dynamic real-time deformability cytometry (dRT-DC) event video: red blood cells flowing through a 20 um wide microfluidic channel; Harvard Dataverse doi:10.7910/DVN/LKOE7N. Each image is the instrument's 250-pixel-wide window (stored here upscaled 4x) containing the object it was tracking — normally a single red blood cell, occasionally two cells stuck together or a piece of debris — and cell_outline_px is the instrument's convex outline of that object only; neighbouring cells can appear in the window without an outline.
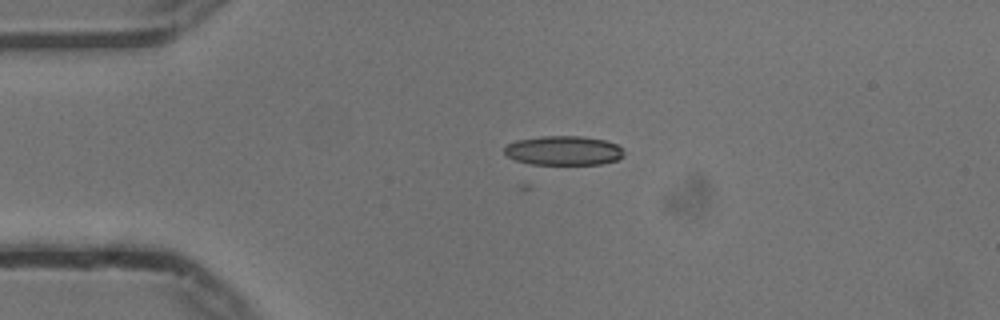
{"species": "common noctule bat (a hibernating species)", "species_latin": "Nyctalus noctula", "temperature_condition": "cold", "stored_images_in_passage": 27, "camera_frame_rate_fps": 3000, "um_per_image_px": 0.085, "animal": {"sex": "male", "body_mass_g": 13.3}, "frame": {"image": 1, "passage_image": 4, "time_ms": 1.0, "image_size_px": [1000, 320], "cell_outline_px": [[624, 156], [616, 160], [600, 164], [532, 164], [516, 160], [508, 156], [504, 152], [504, 148], [508, 144], [516, 140], [540, 136], [580, 136], [604, 140], [616, 144], [624, 148]], "centroid_in_image_um": [47.92, 12.79], "position_along_channel_um": 37.1, "area_um2": 20.4}}
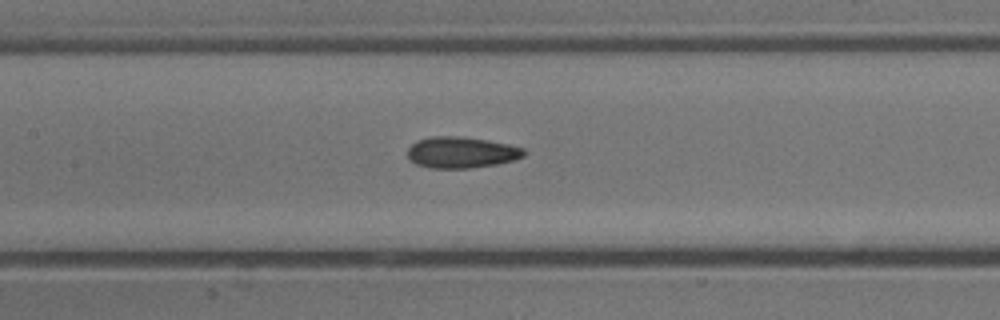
{"frame": {"image": 2, "passage_image": 17, "time_ms": 5.333, "image_size_px": [1000, 320], "cell_outline_px": [[528, 152], [524, 156], [512, 160], [496, 164], [472, 168], [428, 168], [416, 164], [408, 160], [408, 148], [416, 140], [432, 136], [464, 136], [488, 140], [508, 144], [524, 148]], "centroid_in_image_um": [39.2, 12.95], "position_along_channel_um": 168.2, "area_um2": 21.44}}
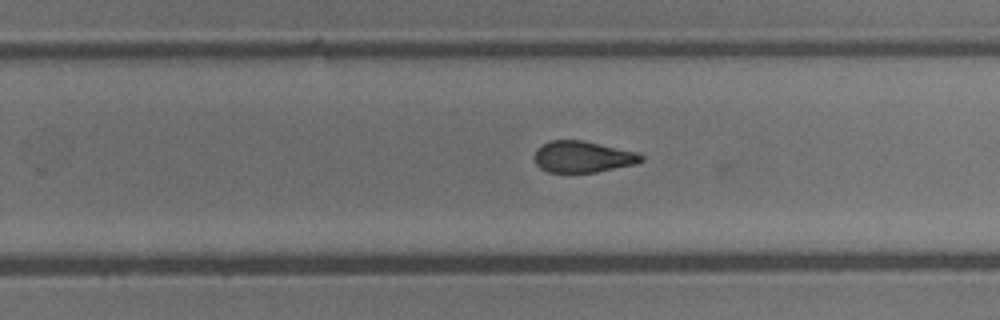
{"frame": {"image": 3, "passage_image": 26, "time_ms": 8.333, "image_size_px": [1000, 320], "cell_outline_px": [[644, 160], [636, 164], [596, 172], [548, 172], [540, 168], [536, 164], [536, 148], [552, 140], [584, 140], [640, 152], [644, 156]], "centroid_in_image_um": [49.6, 13.32], "position_along_channel_um": 280.2, "area_um2": 19.65}}